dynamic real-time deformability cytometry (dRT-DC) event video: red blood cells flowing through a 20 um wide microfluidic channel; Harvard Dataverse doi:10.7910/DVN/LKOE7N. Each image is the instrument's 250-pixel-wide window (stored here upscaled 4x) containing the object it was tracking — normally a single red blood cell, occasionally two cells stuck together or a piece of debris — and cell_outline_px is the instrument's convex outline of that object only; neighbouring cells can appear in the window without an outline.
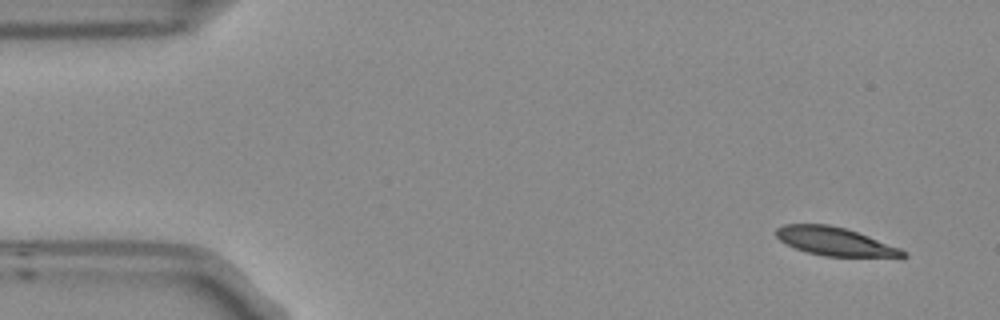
{"species": "Egyptian fruit bat (a non-hibernating species)", "species_latin": "Rousettus aegyptiacus", "temperature_condition": "room temperature", "stored_images_in_passage": 4, "camera_frame_rate_fps": 3000, "um_per_image_px": 0.085, "frame": {"image": 1, "passage_image": 1, "time_ms": 0.0, "image_size_px": [1000, 320], "cell_outline_px": [[908, 256], [824, 256], [808, 252], [796, 248], [780, 240], [776, 236], [776, 228], [784, 224], [828, 224], [844, 228], [868, 236], [900, 248], [908, 252]], "centroid_in_image_um": [70.94, 20.51], "position_along_channel_um": 14.1, "area_um2": 20.46}}
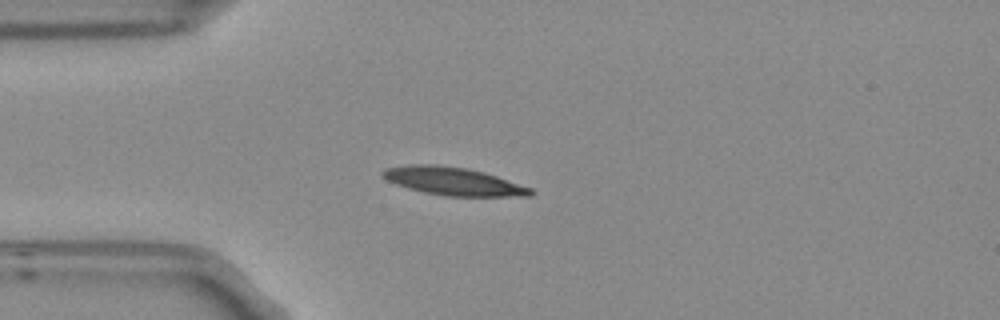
{"frame": {"image": 2, "passage_image": 4, "time_ms": 1.0, "image_size_px": [1000, 320], "cell_outline_px": [[536, 192], [532, 196], [444, 196], [424, 192], [408, 188], [396, 184], [388, 180], [380, 172], [384, 168], [412, 164], [436, 164], [464, 168], [484, 172], [532, 188]], "centroid_in_image_um": [38.54, 15.41], "position_along_channel_um": 46.5, "area_um2": 24.04}}